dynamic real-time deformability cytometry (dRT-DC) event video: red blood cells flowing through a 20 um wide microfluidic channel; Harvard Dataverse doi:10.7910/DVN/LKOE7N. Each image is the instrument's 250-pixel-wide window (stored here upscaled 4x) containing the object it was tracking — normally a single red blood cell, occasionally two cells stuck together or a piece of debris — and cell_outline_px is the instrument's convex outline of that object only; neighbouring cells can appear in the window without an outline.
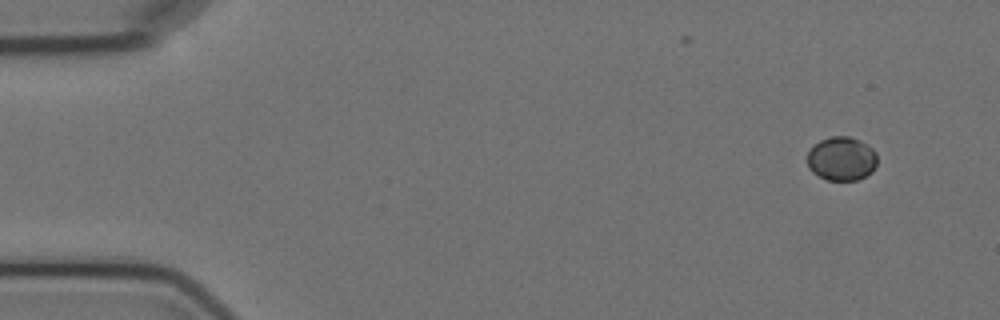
{"species": "Egyptian fruit bat (a non-hibernating species)", "species_latin": "Rousettus aegyptiacus", "temperature_condition": "cold", "stored_images_in_passage": 6, "camera_frame_rate_fps": 3000, "um_per_image_px": 0.085, "animal": {"sex": "female"}, "frame": {"image": 1, "passage_image": 1, "time_ms": 0.0, "image_size_px": [1000, 320], "cell_outline_px": [[876, 164], [872, 172], [856, 180], [828, 180], [812, 172], [808, 168], [808, 152], [820, 140], [832, 136], [848, 136], [860, 140], [868, 144], [876, 152]], "centroid_in_image_um": [71.55, 13.48], "position_along_channel_um": 13.5, "area_um2": 17.8}}
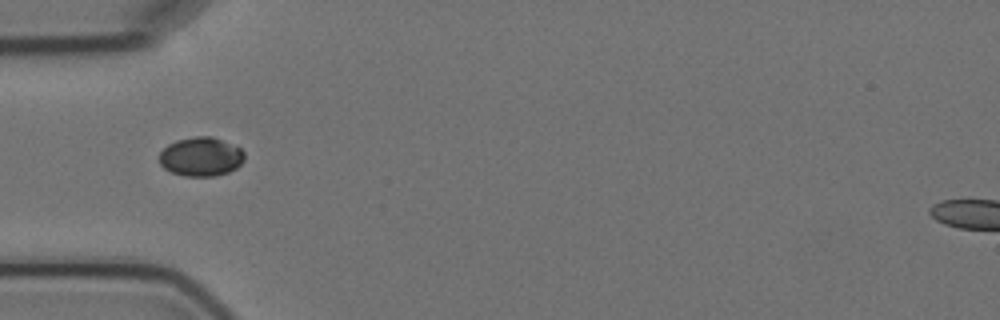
{"frame": {"image": 2, "passage_image": 5, "time_ms": 4.667, "image_size_px": [1000, 320], "cell_outline_px": [[244, 160], [236, 168], [228, 172], [216, 176], [184, 176], [172, 172], [164, 168], [160, 164], [160, 152], [168, 144], [176, 140], [192, 136], [212, 136], [240, 148], [244, 152]], "centroid_in_image_um": [17.07, 13.31], "position_along_channel_um": 67.9, "area_um2": 19.36}}
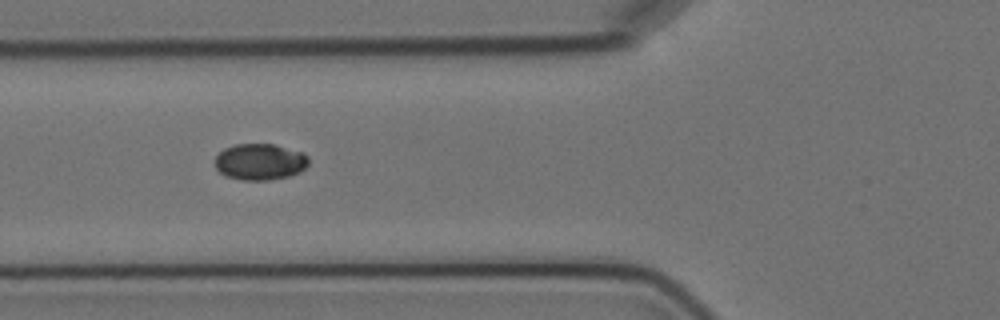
{"frame": {"image": 3, "passage_image": 6, "time_ms": 5.667, "image_size_px": [1000, 320], "cell_outline_px": [[308, 164], [300, 172], [288, 176], [268, 180], [244, 180], [224, 176], [216, 168], [216, 156], [224, 148], [236, 144], [272, 144], [300, 152], [308, 156]], "centroid_in_image_um": [22.07, 13.76], "position_along_channel_um": 103.7, "area_um2": 19.65}}